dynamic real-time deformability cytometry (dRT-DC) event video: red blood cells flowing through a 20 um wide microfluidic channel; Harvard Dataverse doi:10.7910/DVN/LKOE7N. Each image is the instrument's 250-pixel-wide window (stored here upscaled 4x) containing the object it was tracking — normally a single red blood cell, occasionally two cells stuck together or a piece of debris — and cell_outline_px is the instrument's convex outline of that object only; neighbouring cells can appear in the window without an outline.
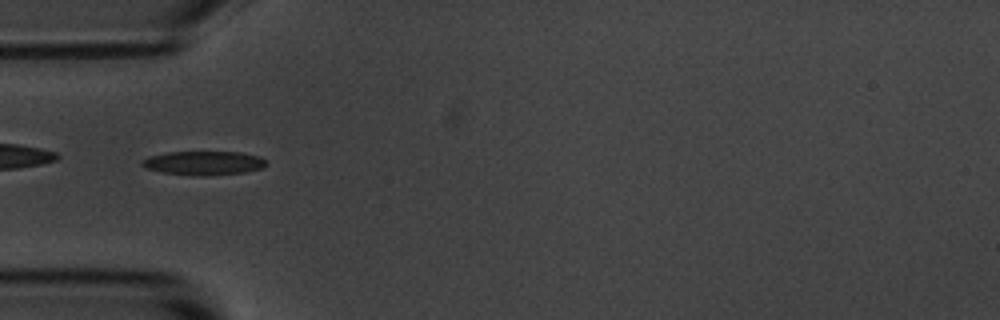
{"species": "common noctule bat (a hibernating species)", "species_latin": "Nyctalus noctula", "temperature_condition": "room temperature", "stored_images_in_passage": 5, "camera_frame_rate_fps": 3000, "um_per_image_px": 0.085, "animal": {"sex": "male", "body_mass_g": 20.1, "forearm_length_mm": 53.5}, "frame": {"image": 1, "passage_image": 1, "time_ms": 0.0, "image_size_px": [1000, 320], "cell_outline_px": [[268, 164], [264, 168], [244, 172], [200, 176], [196, 176], [164, 172], [148, 168], [140, 164], [144, 160], [152, 156], [168, 152], [240, 152], [260, 156]], "centroid_in_image_um": [17.39, 13.85], "position_along_channel_um": 67.6, "area_um2": 17.05}}
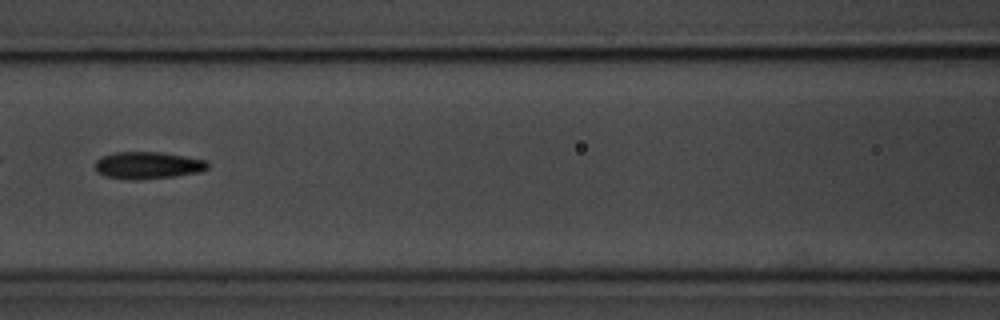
{"frame": {"image": 2, "passage_image": 3, "time_ms": 2.333, "image_size_px": [1000, 320], "cell_outline_px": [[208, 168], [200, 172], [176, 176], [140, 180], [128, 180], [104, 176], [96, 172], [96, 160], [104, 156], [116, 152], [160, 152], [208, 160]], "centroid_in_image_um": [12.57, 14.06], "position_along_channel_um": 154.0, "area_um2": 17.92}}
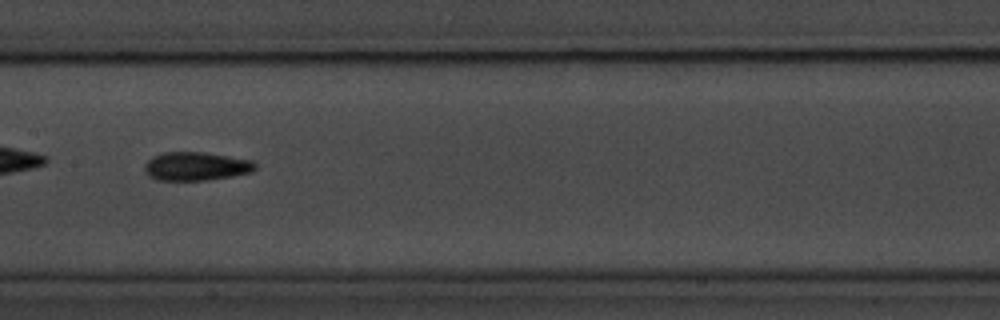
{"frame": {"image": 3, "passage_image": 4, "time_ms": 3.333, "image_size_px": [1000, 320], "cell_outline_px": [[256, 168], [252, 172], [232, 176], [204, 180], [156, 180], [144, 168], [144, 164], [152, 156], [164, 152], [204, 152], [252, 160], [256, 164]], "centroid_in_image_um": [16.68, 14.12], "position_along_channel_um": 190.7, "area_um2": 18.26}}